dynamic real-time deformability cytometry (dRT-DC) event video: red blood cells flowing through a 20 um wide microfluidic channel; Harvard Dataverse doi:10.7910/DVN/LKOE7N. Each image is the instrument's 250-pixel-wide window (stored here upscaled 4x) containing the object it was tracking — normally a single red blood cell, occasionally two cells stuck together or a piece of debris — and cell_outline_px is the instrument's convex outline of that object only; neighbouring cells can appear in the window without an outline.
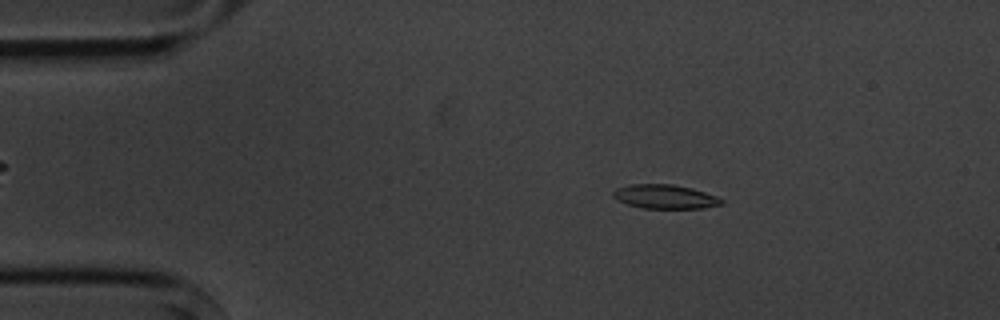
{"species": "common noctule bat (a hibernating species)", "species_latin": "Nyctalus noctula", "temperature_condition": "cold", "stored_images_in_passage": 5, "camera_frame_rate_fps": 3000, "um_per_image_px": 0.085, "animal": {"sex": "male", "body_mass_g": 20.1, "forearm_length_mm": 53.5}, "frame": {"image": 1, "passage_image": 2, "time_ms": 1.333, "image_size_px": [1000, 320], "cell_outline_px": [[724, 204], [704, 208], [640, 208], [616, 200], [612, 196], [612, 192], [616, 188], [632, 184], [672, 184], [692, 188], [716, 196], [724, 200]], "centroid_in_image_um": [56.51, 16.72], "position_along_channel_um": 28.5, "area_um2": 15.26}}
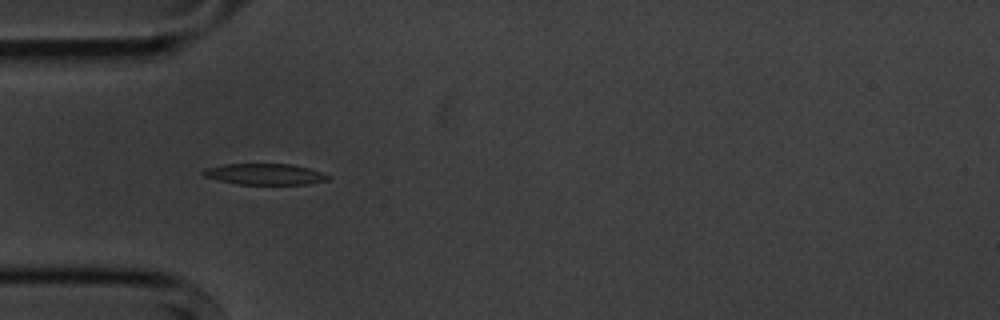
{"frame": {"image": 2, "passage_image": 4, "time_ms": 3.667, "image_size_px": [1000, 320], "cell_outline_px": [[332, 176], [328, 180], [308, 184], [240, 184], [220, 180], [204, 176], [200, 172], [204, 168], [224, 164], [292, 164], [308, 168]], "centroid_in_image_um": [22.51, 14.8], "position_along_channel_um": 62.5, "area_um2": 15.26}}
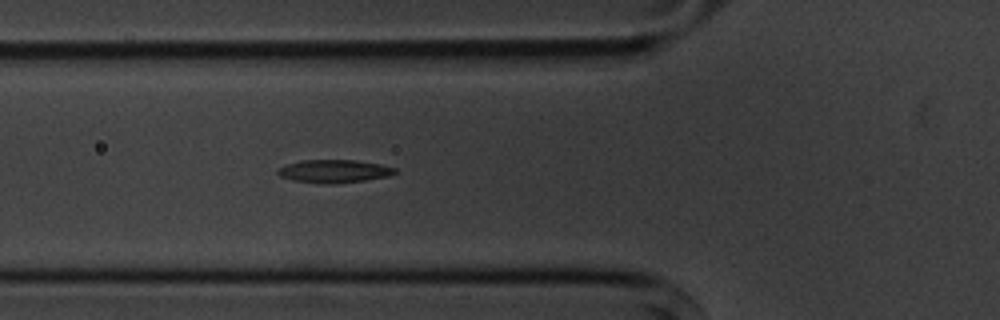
{"frame": {"image": 3, "passage_image": 5, "time_ms": 4.667, "image_size_px": [1000, 320], "cell_outline_px": [[396, 172], [388, 176], [364, 180], [336, 184], [320, 184], [292, 180], [280, 176], [276, 172], [276, 168], [300, 160], [356, 160], [380, 164], [396, 168]], "centroid_in_image_um": [28.35, 14.55], "position_along_channel_um": 97.4, "area_um2": 15.84}}